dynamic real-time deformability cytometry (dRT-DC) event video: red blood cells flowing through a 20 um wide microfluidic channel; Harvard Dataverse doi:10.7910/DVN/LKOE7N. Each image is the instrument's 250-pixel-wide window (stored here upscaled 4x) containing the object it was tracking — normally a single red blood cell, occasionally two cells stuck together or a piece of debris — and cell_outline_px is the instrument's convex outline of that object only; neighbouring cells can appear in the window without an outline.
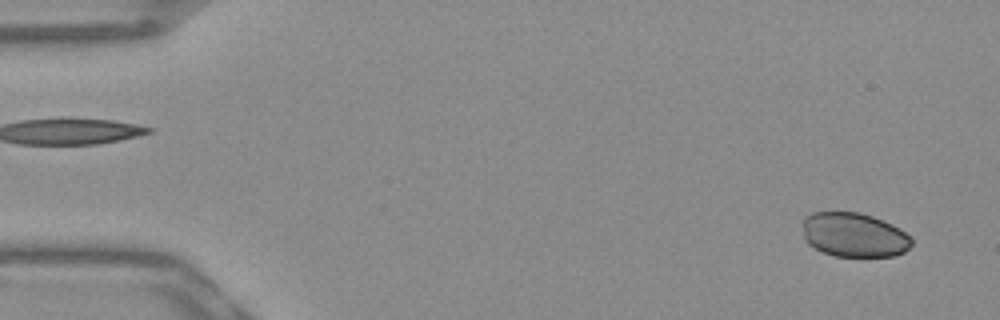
{"species": "Egyptian fruit bat (a non-hibernating species)", "species_latin": "Rousettus aegyptiacus", "temperature_condition": "warm", "stored_images_in_passage": 53, "camera_frame_rate_fps": 3000, "um_per_image_px": 0.085, "frame": {"image": 1, "passage_image": 3, "time_ms": 0.667, "image_size_px": [1000, 320], "cell_outline_px": [[912, 244], [904, 252], [892, 256], [832, 256], [808, 244], [804, 236], [800, 224], [804, 216], [812, 212], [860, 212], [872, 216], [892, 224], [904, 232], [912, 240]], "centroid_in_image_um": [72.54, 19.95], "position_along_channel_um": 12.5, "area_um2": 28.26}}
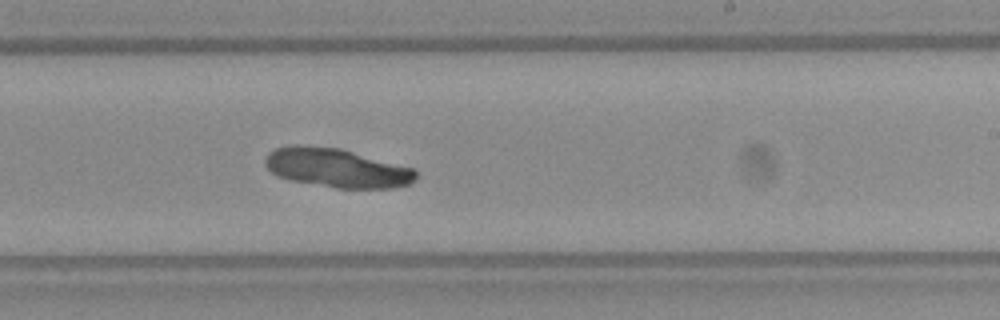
{"frame": {"image": 2, "passage_image": 32, "time_ms": 10.333, "image_size_px": [1000, 320], "cell_outline_px": [[416, 176], [412, 184], [392, 188], [336, 188], [288, 180], [276, 176], [264, 164], [264, 156], [268, 152], [276, 148], [296, 144], [300, 144], [340, 148], [412, 168], [416, 172]], "centroid_in_image_um": [28.56, 14.27], "position_along_channel_um": 260.4, "area_um2": 34.45}}
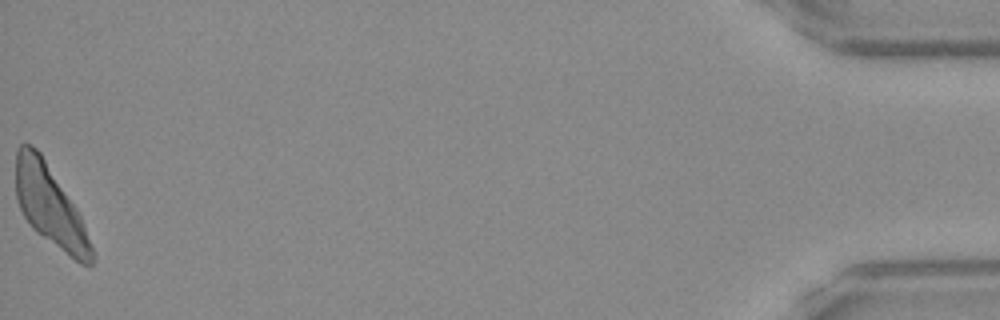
{"frame": {"image": 3, "passage_image": 53, "time_ms": 17.333, "image_size_px": [1000, 320], "cell_outline_px": [[96, 260], [92, 264], [80, 264], [36, 232], [32, 228], [24, 216], [16, 200], [16, 148], [24, 140], [36, 148], [40, 152], [76, 208], [80, 216], [96, 256]], "centroid_in_image_um": [4.24, 17.5], "position_along_channel_um": 431.0, "area_um2": 35.43}}